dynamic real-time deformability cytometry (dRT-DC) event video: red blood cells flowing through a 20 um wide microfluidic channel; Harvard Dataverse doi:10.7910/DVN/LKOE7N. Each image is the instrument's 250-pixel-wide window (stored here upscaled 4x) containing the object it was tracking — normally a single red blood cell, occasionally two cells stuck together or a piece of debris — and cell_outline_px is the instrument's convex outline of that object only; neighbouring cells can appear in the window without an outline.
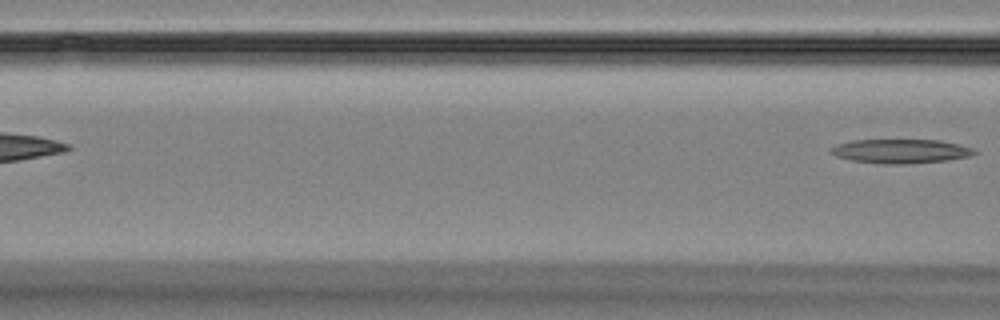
{"species": "Egyptian fruit bat (a non-hibernating species)", "species_latin": "Rousettus aegyptiacus", "temperature_condition": "room temperature", "stored_images_in_passage": 4, "camera_frame_rate_fps": 3000, "um_per_image_px": 0.085, "animal": {"sex": "female"}, "frame": {"image": 1, "passage_image": 4, "time_ms": 3.667, "image_size_px": [1000, 320], "cell_outline_px": [[980, 152], [968, 156], [948, 160], [908, 164], [884, 164], [852, 160], [836, 156], [828, 152], [828, 148], [836, 144], [852, 140], [940, 140], [972, 148]], "centroid_in_image_um": [76.51, 12.85], "position_along_channel_um": 90.1, "area_um2": 20.23}}